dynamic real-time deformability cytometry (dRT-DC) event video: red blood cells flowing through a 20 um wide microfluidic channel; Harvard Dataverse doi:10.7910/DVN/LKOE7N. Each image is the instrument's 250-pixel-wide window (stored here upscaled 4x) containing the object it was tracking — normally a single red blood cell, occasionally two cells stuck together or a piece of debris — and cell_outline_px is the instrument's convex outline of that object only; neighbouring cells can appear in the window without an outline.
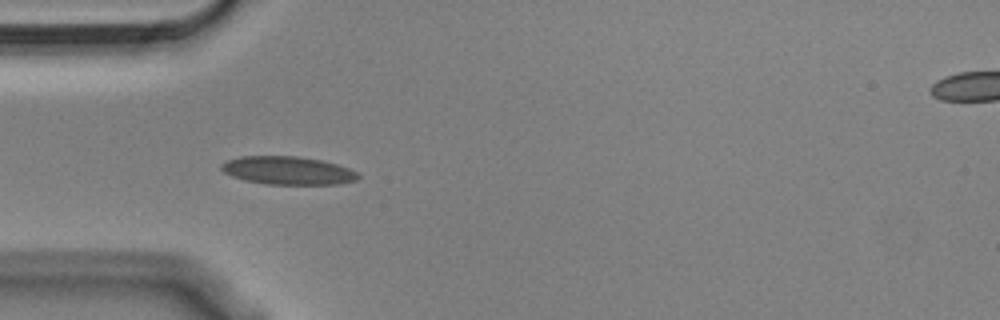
{"species": "Egyptian fruit bat (a non-hibernating species)", "species_latin": "Rousettus aegyptiacus", "temperature_condition": "cold", "stored_images_in_passage": 40, "camera_frame_rate_fps": 3000, "um_per_image_px": 0.085, "animal": {"sex": "male"}, "frame": {"image": 1, "passage_image": 1, "time_ms": 0.0, "image_size_px": [1000, 320], "cell_outline_px": [[360, 176], [356, 180], [340, 184], [268, 184], [244, 180], [232, 176], [224, 172], [220, 168], [220, 164], [228, 160], [240, 156], [296, 156], [320, 160], [336, 164], [348, 168], [356, 172]], "centroid_in_image_um": [24.44, 14.49], "position_along_channel_um": 60.6, "area_um2": 22.31}}
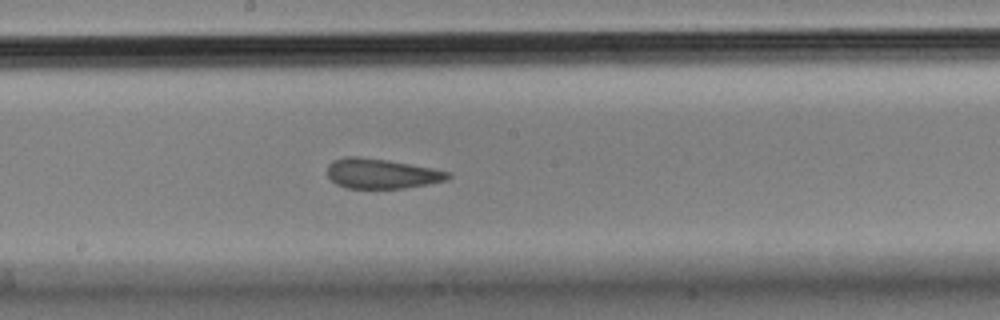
{"frame": {"image": 2, "passage_image": 14, "time_ms": 4.333, "image_size_px": [1000, 320], "cell_outline_px": [[452, 176], [448, 180], [428, 184], [404, 188], [344, 188], [336, 184], [328, 176], [328, 164], [332, 160], [344, 156], [356, 156], [388, 160], [432, 168], [452, 172]], "centroid_in_image_um": [32.44, 14.75], "position_along_channel_um": 215.8, "area_um2": 21.21}}
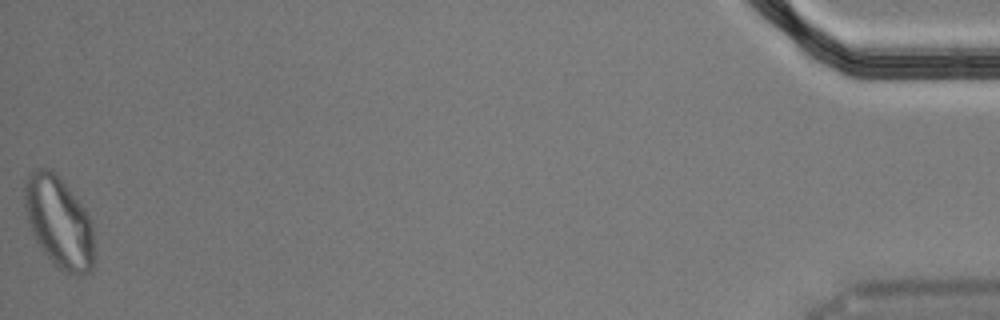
{"frame": {"image": 3, "passage_image": 40, "time_ms": 13.0, "image_size_px": [1000, 320], "cell_outline_px": [[92, 272], [80, 276], [68, 272], [60, 268], [44, 252], [36, 240], [32, 232], [28, 220], [24, 204], [24, 184], [28, 176], [36, 168], [48, 168], [60, 176], [84, 208], [92, 224]], "centroid_in_image_um": [5.0, 18.84], "position_along_channel_um": 430.2, "area_um2": 36.47}, "authors_computed_cell_mechanics": {"area_um2": 22.0218, "velocity_mm_per_s": 3.6057, "shape_relaxation_time_tau1_ms": null, "shape_relaxation_time_tau2_ms": 1.34, "deformation_change_tau1": null, "deformation_change_tau2": 0.0883}}